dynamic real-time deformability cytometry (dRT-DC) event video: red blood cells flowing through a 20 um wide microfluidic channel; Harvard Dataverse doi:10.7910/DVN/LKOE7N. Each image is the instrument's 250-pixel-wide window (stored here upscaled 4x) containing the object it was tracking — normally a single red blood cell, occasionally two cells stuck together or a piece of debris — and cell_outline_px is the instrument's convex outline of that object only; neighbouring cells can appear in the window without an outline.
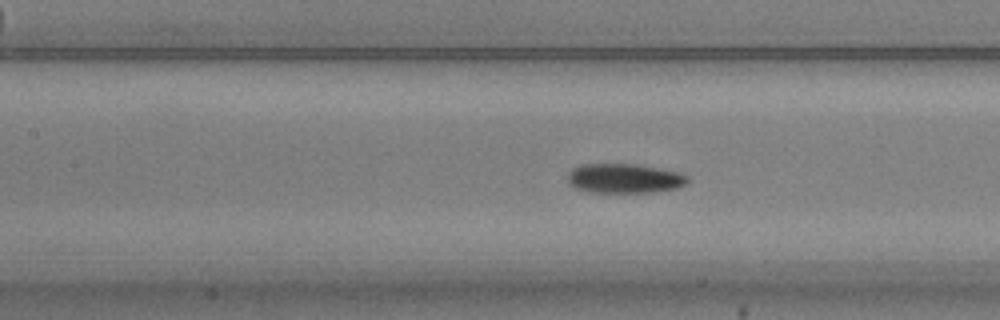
{"species": "common noctule bat (a hibernating species)", "species_latin": "Nyctalus noctula", "temperature_condition": "warm", "stored_images_in_passage": 54, "camera_frame_rate_fps": 3000, "um_per_image_px": 0.085, "animal": {"sex": "male", "body_mass_g": 20.5, "forearm_length_mm": 52.5}, "frame": {"image": 1, "passage_image": 24, "time_ms": 7.667, "image_size_px": [1000, 320], "cell_outline_px": [[688, 180], [684, 184], [676, 188], [652, 192], [588, 192], [576, 188], [568, 184], [568, 172], [572, 168], [580, 164], [636, 164], [676, 172], [688, 176]], "centroid_in_image_um": [53.0, 15.16], "position_along_channel_um": 154.4, "area_um2": 20.46}}
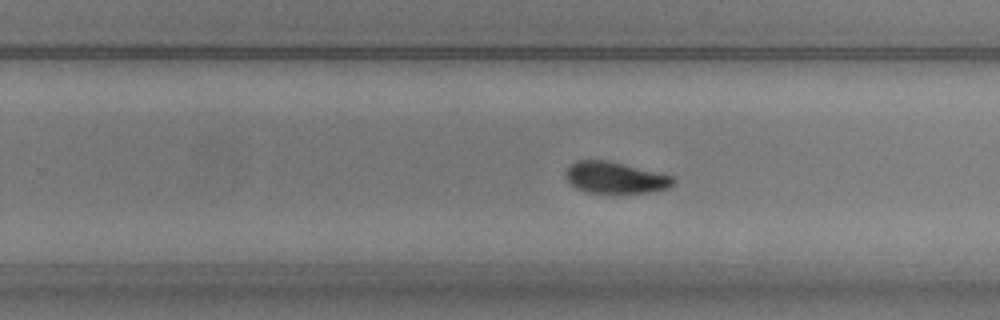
{"frame": {"image": 2, "passage_image": 34, "time_ms": 11.0, "image_size_px": [1000, 320], "cell_outline_px": [[676, 180], [668, 188], [648, 192], [588, 192], [576, 188], [564, 176], [564, 172], [576, 160], [608, 160], [672, 176]], "centroid_in_image_um": [52.26, 15.08], "position_along_channel_um": 277.5, "area_um2": 19.36}}
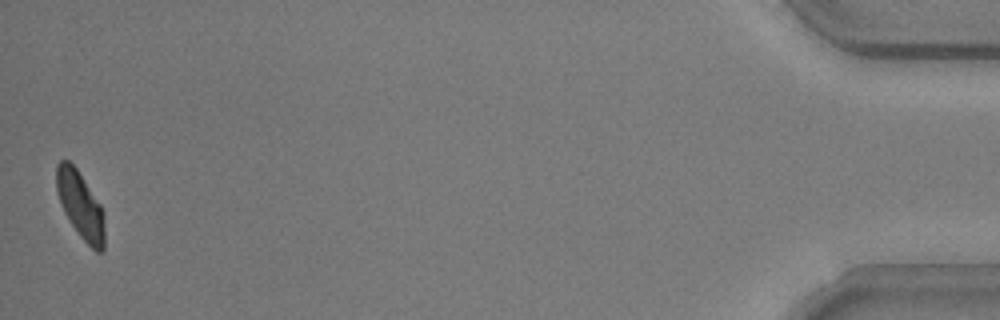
{"frame": {"image": 3, "passage_image": 54, "time_ms": 17.667, "image_size_px": [1000, 320], "cell_outline_px": [[104, 248], [100, 252], [96, 252], [80, 236], [64, 212], [60, 204], [56, 192], [56, 164], [60, 160], [68, 160], [76, 168], [100, 204], [104, 212]], "centroid_in_image_um": [6.82, 17.43], "position_along_channel_um": 428.4, "area_um2": 18.67}, "authors_computed_cell_mechanics": {"area_um2": 19.5942, "velocity_mm_per_s": 3.7095, "shape_relaxation_time_tau1_ms": 3.0785, "shape_relaxation_time_tau2_ms": 2.84, "deformation_change_tau1": 0.1057, "deformation_change_tau2": 0.0745}}